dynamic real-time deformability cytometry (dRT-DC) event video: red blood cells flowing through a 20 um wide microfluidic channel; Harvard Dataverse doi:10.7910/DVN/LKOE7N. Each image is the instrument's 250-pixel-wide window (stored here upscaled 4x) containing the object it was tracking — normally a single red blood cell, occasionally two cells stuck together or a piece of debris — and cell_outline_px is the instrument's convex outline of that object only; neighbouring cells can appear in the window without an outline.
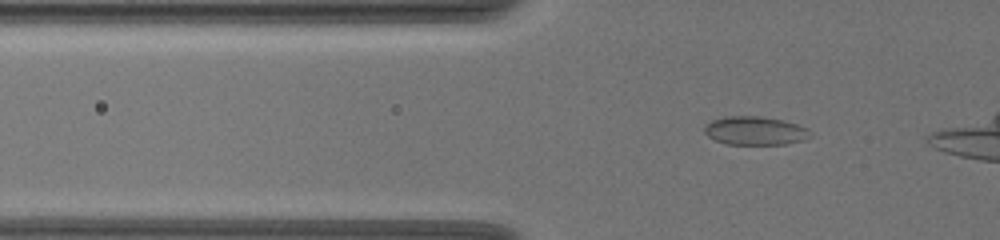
{"species": "common noctule bat (a hibernating species)", "species_latin": "Nyctalus noctula", "temperature_condition": "warm", "stored_images_in_passage": 44, "camera_frame_rate_fps": 3000, "um_per_image_px": 0.085, "animal": {"sex": "female", "body_mass_g": 19.5, "forearm_length_mm": 54.1}, "frame": {"image": 1, "passage_image": 11, "time_ms": 3.333, "image_size_px": [1000, 240], "cell_outline_px": [[812, 136], [804, 140], [784, 144], [728, 144], [716, 140], [708, 136], [704, 132], [704, 128], [712, 120], [724, 116], [760, 116], [784, 120], [808, 128]], "centroid_in_image_um": [64.21, 11.1], "position_along_channel_um": 61.6, "area_um2": 17.57}}
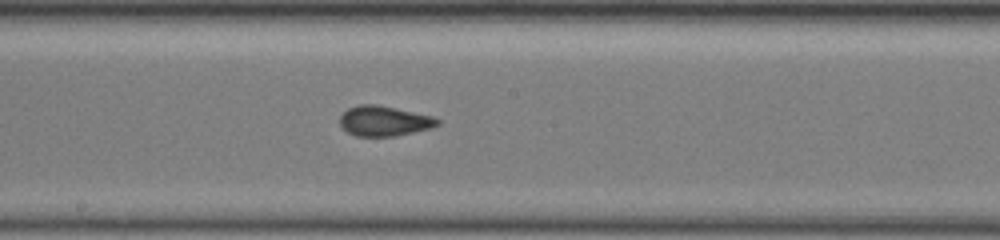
{"frame": {"image": 2, "passage_image": 25, "time_ms": 8.0, "image_size_px": [1000, 240], "cell_outline_px": [[440, 124], [432, 128], [396, 136], [356, 136], [348, 132], [340, 124], [340, 116], [348, 108], [360, 104], [376, 104], [396, 108], [432, 116], [440, 120]], "centroid_in_image_um": [32.67, 10.28], "position_along_channel_um": 215.5, "area_um2": 17.11}}
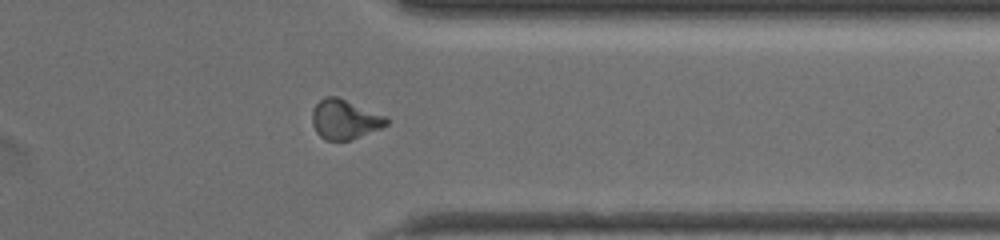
{"frame": {"image": 3, "passage_image": 39, "time_ms": 12.667, "image_size_px": [1000, 240], "cell_outline_px": [[388, 124], [380, 128], [352, 140], [324, 140], [316, 132], [312, 124], [312, 108], [324, 96], [336, 96], [388, 116]], "centroid_in_image_um": [29.29, 10.14], "position_along_channel_um": 382.1, "area_um2": 17.28}}